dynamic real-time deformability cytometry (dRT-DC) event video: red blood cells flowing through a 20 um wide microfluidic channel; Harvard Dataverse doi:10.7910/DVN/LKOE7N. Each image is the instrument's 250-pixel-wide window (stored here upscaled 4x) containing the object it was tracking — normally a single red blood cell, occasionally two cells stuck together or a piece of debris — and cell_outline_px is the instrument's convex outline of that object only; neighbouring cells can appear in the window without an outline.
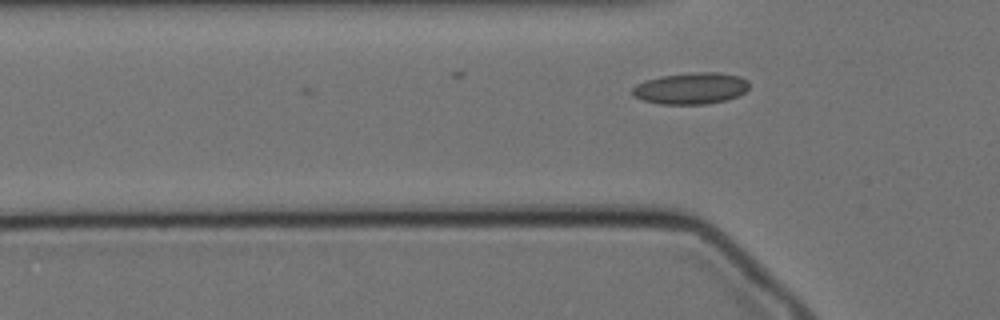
{"species": "Egyptian fruit bat (a non-hibernating species)", "species_latin": "Rousettus aegyptiacus", "temperature_condition": "cold", "stored_images_in_passage": 3, "camera_frame_rate_fps": 3000, "um_per_image_px": 0.085, "animal": {"sex": "female"}, "frame": {"image": 1, "passage_image": 3, "time_ms": 0.667, "image_size_px": [1000, 320], "cell_outline_px": [[748, 88], [744, 92], [736, 96], [724, 100], [708, 104], [660, 104], [644, 100], [632, 96], [632, 88], [636, 84], [660, 76], [692, 72], [720, 72], [740, 76], [748, 80]], "centroid_in_image_um": [58.72, 7.5], "position_along_channel_um": 67.1, "area_um2": 21.44}}